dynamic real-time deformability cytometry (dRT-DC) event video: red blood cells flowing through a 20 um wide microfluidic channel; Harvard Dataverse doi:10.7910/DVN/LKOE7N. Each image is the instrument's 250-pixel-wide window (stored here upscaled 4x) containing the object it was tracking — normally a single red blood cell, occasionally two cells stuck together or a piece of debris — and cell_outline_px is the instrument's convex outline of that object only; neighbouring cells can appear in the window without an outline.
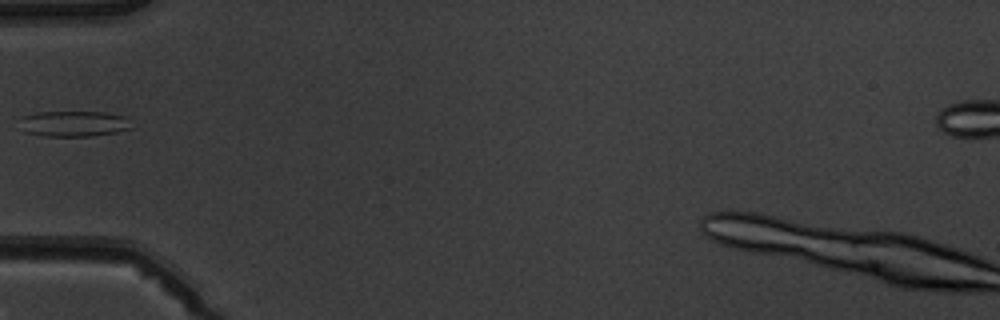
{"species": "common noctule bat (a hibernating species)", "species_latin": "Nyctalus noctula", "temperature_condition": "warm", "stored_images_in_passage": 6, "camera_frame_rate_fps": 3000, "um_per_image_px": 0.085, "animal": {"sex": "male", "body_mass_g": 19.5, "forearm_length_mm": 54.6}, "frame": {"image": 1, "passage_image": 6, "time_ms": 5.667, "image_size_px": [1000, 320], "cell_outline_px": [[132, 128], [116, 132], [92, 136], [44, 136], [24, 132], [24, 116], [36, 112], [104, 112], [124, 116], [128, 120]], "centroid_in_image_um": [6.33, 10.52], "position_along_channel_um": 78.7, "area_um2": 16.42}}